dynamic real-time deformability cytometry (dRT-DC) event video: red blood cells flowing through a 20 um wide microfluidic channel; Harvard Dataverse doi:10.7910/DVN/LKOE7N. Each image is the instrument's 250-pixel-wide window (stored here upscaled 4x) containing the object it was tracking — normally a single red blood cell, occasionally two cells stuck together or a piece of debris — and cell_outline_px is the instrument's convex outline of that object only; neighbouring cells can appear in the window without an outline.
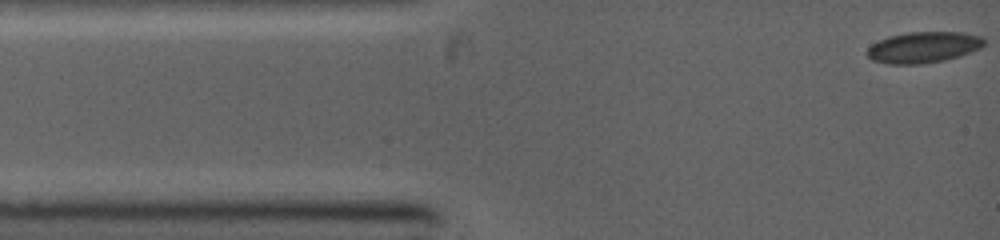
{"species": "common noctule bat (a hibernating species)", "species_latin": "Nyctalus noctula", "temperature_condition": "warm", "stored_images_in_passage": 37, "camera_frame_rate_fps": 5000, "um_per_image_px": 0.085, "animal": {"sex": "female", "body_mass_g": 19.0, "forearm_length_mm": 53.3}, "frame": {"image": 1, "passage_image": 1, "time_ms": 0.0, "image_size_px": [1000, 240], "cell_outline_px": [[984, 44], [980, 48], [960, 56], [944, 60], [920, 64], [888, 64], [872, 60], [864, 52], [872, 44], [888, 36], [908, 32], [964, 32], [984, 36]], "centroid_in_image_um": [78.49, 4.01], "position_along_channel_um": 6.5, "area_um2": 21.33}}
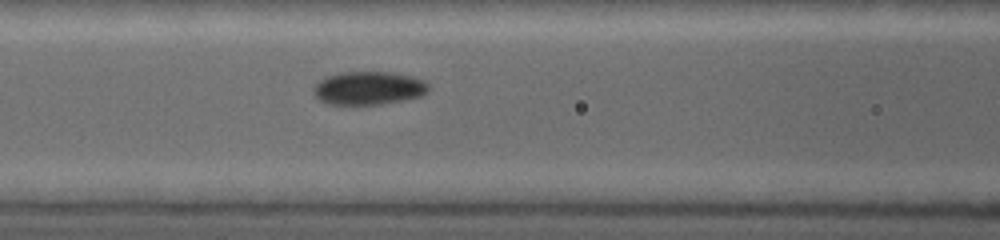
{"frame": {"image": 2, "passage_image": 15, "time_ms": 4.2, "image_size_px": [1000, 240], "cell_outline_px": [[428, 92], [420, 96], [404, 100], [380, 104], [328, 104], [320, 100], [312, 92], [312, 88], [320, 80], [328, 76], [340, 72], [392, 72], [412, 76], [424, 80], [428, 84]], "centroid_in_image_um": [31.33, 7.48], "position_along_channel_um": 135.3, "area_um2": 22.31}}
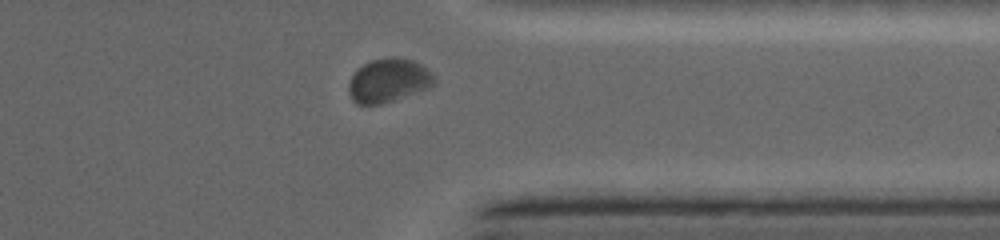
{"frame": {"image": 3, "passage_image": 32, "time_ms": 9.6, "image_size_px": [1000, 240], "cell_outline_px": [[436, 84], [428, 88], [380, 104], [356, 104], [352, 100], [348, 92], [348, 84], [356, 68], [372, 60], [412, 60], [428, 68], [432, 72], [436, 80]], "centroid_in_image_um": [33.01, 6.88], "position_along_channel_um": 378.4, "area_um2": 21.27}}